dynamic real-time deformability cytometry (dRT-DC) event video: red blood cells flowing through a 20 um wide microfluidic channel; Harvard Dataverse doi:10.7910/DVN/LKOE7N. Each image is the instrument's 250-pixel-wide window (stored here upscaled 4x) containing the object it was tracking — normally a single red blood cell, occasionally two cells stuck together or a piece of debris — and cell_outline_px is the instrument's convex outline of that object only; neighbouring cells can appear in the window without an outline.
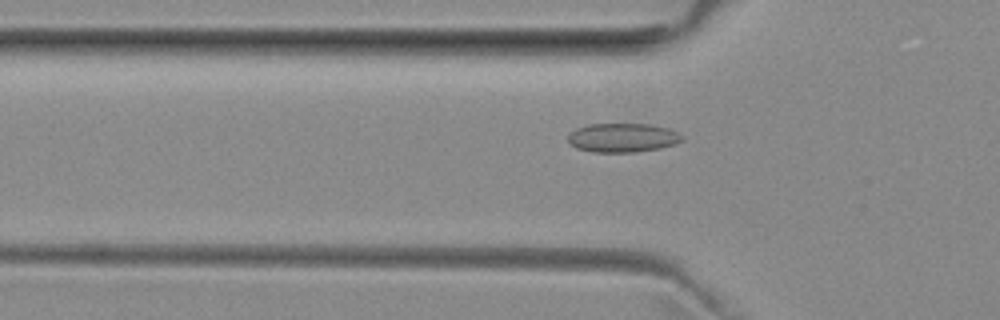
{"species": "common noctule bat (a hibernating species)", "species_latin": "Nyctalus noctula", "temperature_condition": "room temperature", "stored_images_in_passage": 46, "camera_frame_rate_fps": 3000, "um_per_image_px": 0.085, "animal": {"sex": "female", "body_mass_g": 29.2, "forearm_length_mm": 56.3}, "frame": {"image": 1, "passage_image": 11, "time_ms": 3.333, "image_size_px": [1000, 320], "cell_outline_px": [[684, 140], [676, 144], [660, 148], [636, 152], [592, 152], [576, 148], [568, 140], [568, 132], [576, 128], [588, 124], [652, 124], [668, 128], [684, 136]], "centroid_in_image_um": [52.93, 11.7], "position_along_channel_um": 72.9, "area_um2": 19.48}}
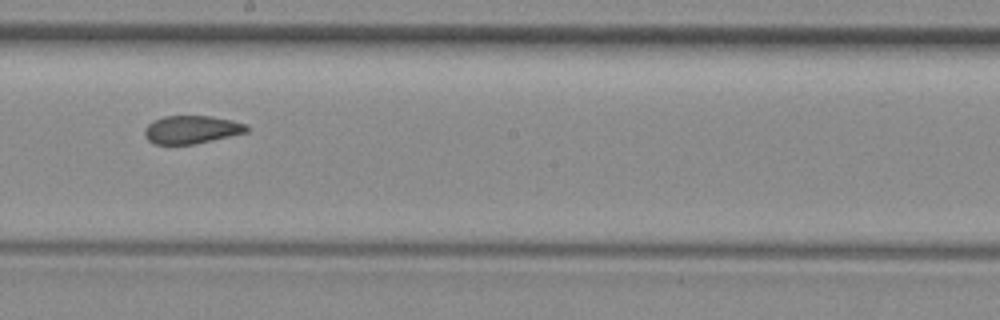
{"frame": {"image": 2, "passage_image": 23, "time_ms": 7.333, "image_size_px": [1000, 320], "cell_outline_px": [[248, 132], [196, 144], [156, 144], [148, 140], [144, 136], [144, 128], [152, 120], [164, 116], [208, 116], [232, 120], [248, 124]], "centroid_in_image_um": [16.28, 11.01], "position_along_channel_um": 231.9, "area_um2": 16.82}}
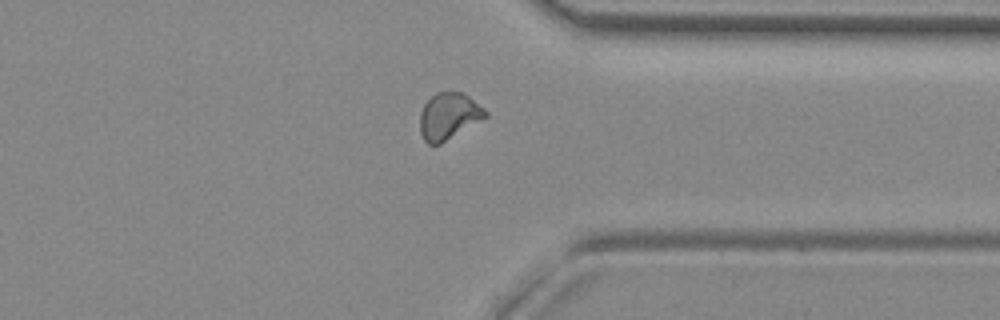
{"frame": {"image": 3, "passage_image": 34, "time_ms": 11.0, "image_size_px": [1000, 320], "cell_outline_px": [[488, 116], [440, 144], [428, 144], [424, 140], [420, 132], [420, 112], [424, 104], [436, 92], [464, 92], [484, 108], [488, 112]], "centroid_in_image_um": [38.14, 9.86], "position_along_channel_um": 373.3, "area_um2": 17.74}, "authors_computed_cell_mechanics": {"area_um2": 17.7446, "velocity_mm_per_s": 3.9705, "shape_relaxation_time_tau1_ms": null, "shape_relaxation_time_tau2_ms": 1.9411, "deformation_change_tau1": null, "deformation_change_tau2": 0.0644}}